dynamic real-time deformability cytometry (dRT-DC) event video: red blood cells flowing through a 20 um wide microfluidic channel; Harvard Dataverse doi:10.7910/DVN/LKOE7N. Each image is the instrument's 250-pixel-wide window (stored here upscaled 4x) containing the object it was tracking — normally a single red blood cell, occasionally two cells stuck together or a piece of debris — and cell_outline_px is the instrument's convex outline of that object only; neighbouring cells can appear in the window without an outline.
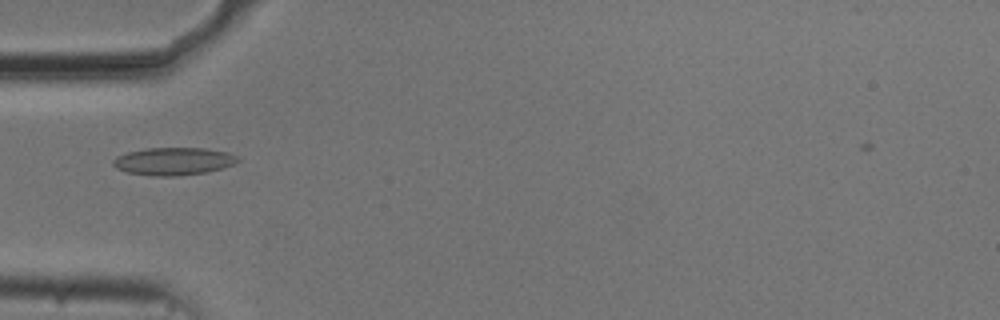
{"species": "common noctule bat (a hibernating species)", "species_latin": "Nyctalus noctula", "temperature_condition": "cold", "stored_images_in_passage": 39, "camera_frame_rate_fps": 3000, "um_per_image_px": 0.085, "animal": {"sex": "male", "body_mass_g": 20.5, "forearm_length_mm": 52.5}, "frame": {"image": 1, "passage_image": 2, "time_ms": 0.333, "image_size_px": [1000, 320], "cell_outline_px": [[240, 160], [232, 164], [208, 172], [176, 176], [152, 176], [128, 172], [116, 168], [112, 164], [112, 160], [116, 156], [128, 152], [148, 148], [204, 148], [228, 152], [236, 156]], "centroid_in_image_um": [14.72, 13.71], "position_along_channel_um": 70.3, "area_um2": 20.0}}
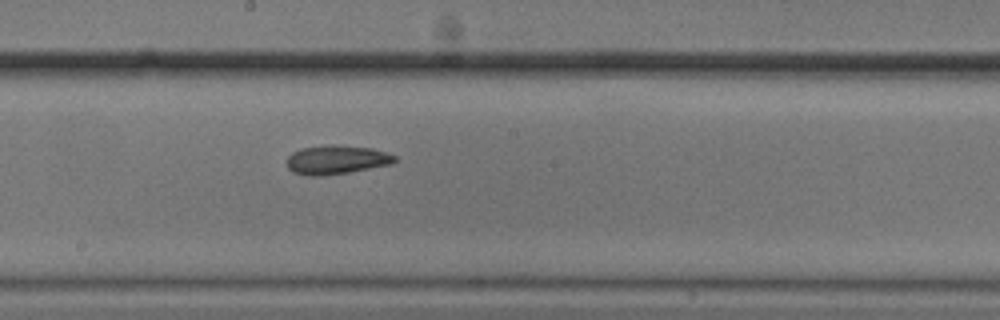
{"frame": {"image": 2, "passage_image": 14, "time_ms": 4.333, "image_size_px": [1000, 320], "cell_outline_px": [[396, 160], [392, 164], [348, 172], [320, 176], [308, 176], [292, 172], [288, 168], [288, 156], [292, 152], [304, 148], [332, 144], [372, 148], [388, 152], [396, 156]], "centroid_in_image_um": [28.62, 13.58], "position_along_channel_um": 219.6, "area_um2": 18.15}}
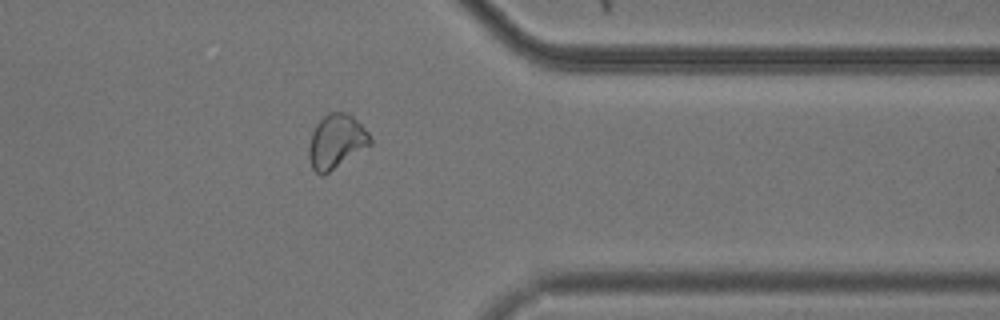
{"frame": {"image": 3, "passage_image": 28, "time_ms": 9.0, "image_size_px": [1000, 320], "cell_outline_px": [[372, 144], [328, 172], [320, 176], [312, 168], [308, 156], [308, 148], [312, 132], [316, 124], [328, 112], [348, 112], [368, 132], [372, 140]], "centroid_in_image_um": [28.57, 12.01], "position_along_channel_um": 382.8, "area_um2": 19.19}, "authors_computed_cell_mechanics": {"area_um2": 18.496, "velocity_mm_per_s": 3.7086, "shape_relaxation_time_tau1_ms": 5.8721, "shape_relaxation_time_tau2_ms": 3.2172, "deformation_change_tau1": 0.0622, "deformation_change_tau2": 0.0602}}